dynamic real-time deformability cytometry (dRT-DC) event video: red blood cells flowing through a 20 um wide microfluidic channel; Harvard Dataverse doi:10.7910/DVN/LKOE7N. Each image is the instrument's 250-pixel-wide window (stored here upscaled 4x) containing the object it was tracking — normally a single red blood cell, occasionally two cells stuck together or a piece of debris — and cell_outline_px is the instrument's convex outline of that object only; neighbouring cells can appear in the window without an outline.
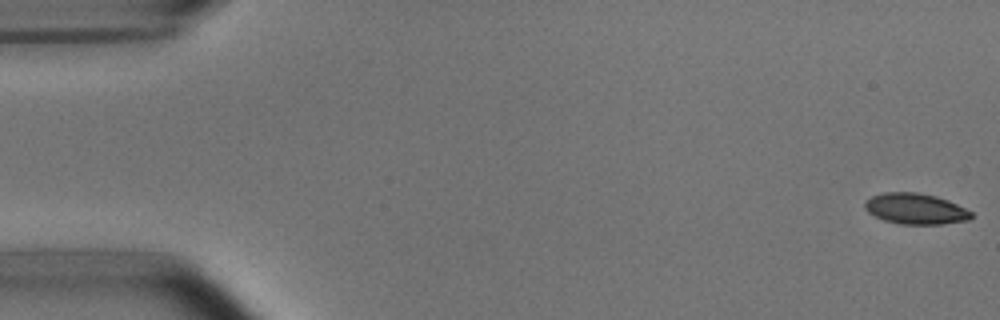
{"species": "common noctule bat (a hibernating species)", "species_latin": "Nyctalus noctula", "temperature_condition": "room temperature", "stored_images_in_passage": 53, "camera_frame_rate_fps": 3000, "um_per_image_px": 0.085, "animal": {"sex": "male", "body_mass_g": 15.6}, "frame": {"image": 1, "passage_image": 1, "time_ms": 0.0, "image_size_px": [1000, 320], "cell_outline_px": [[972, 216], [968, 220], [940, 224], [900, 224], [884, 220], [868, 212], [864, 208], [864, 204], [872, 196], [884, 192], [916, 192], [936, 196], [948, 200], [972, 212]], "centroid_in_image_um": [77.81, 17.74], "position_along_channel_um": 7.2, "area_um2": 18.96}}
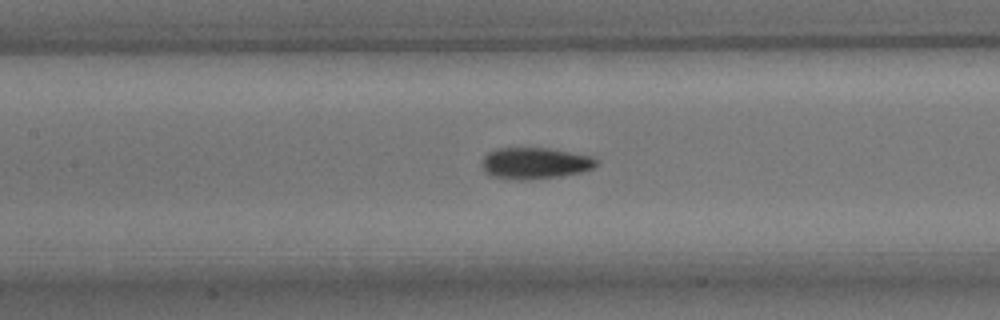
{"frame": {"image": 2, "passage_image": 24, "time_ms": 7.667, "image_size_px": [1000, 320], "cell_outline_px": [[600, 164], [592, 168], [580, 172], [560, 176], [528, 180], [516, 180], [488, 176], [484, 172], [480, 164], [484, 156], [488, 152], [500, 148], [548, 148], [592, 156], [600, 160]], "centroid_in_image_um": [45.45, 13.88], "position_along_channel_um": 161.9, "area_um2": 21.27}}
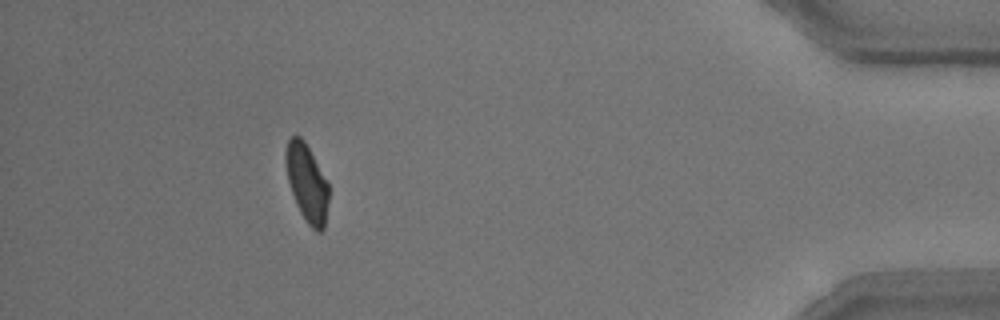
{"frame": {"image": 3, "passage_image": 48, "time_ms": 15.667, "image_size_px": [1000, 320], "cell_outline_px": [[328, 200], [324, 228], [320, 232], [316, 232], [308, 224], [300, 212], [296, 204], [288, 180], [284, 156], [284, 152], [288, 140], [292, 136], [300, 136], [304, 140], [328, 184]], "centroid_in_image_um": [26.06, 15.55], "position_along_channel_um": 409.1, "area_um2": 19.13}, "authors_computed_cell_mechanics": {"area_um2": 20.0566, "velocity_mm_per_s": 3.7919, "shape_relaxation_time_tau1_ms": 3.4355, "shape_relaxation_time_tau2_ms": 1.8519, "deformation_change_tau1": 0.1156, "deformation_change_tau2": 0.0728}}